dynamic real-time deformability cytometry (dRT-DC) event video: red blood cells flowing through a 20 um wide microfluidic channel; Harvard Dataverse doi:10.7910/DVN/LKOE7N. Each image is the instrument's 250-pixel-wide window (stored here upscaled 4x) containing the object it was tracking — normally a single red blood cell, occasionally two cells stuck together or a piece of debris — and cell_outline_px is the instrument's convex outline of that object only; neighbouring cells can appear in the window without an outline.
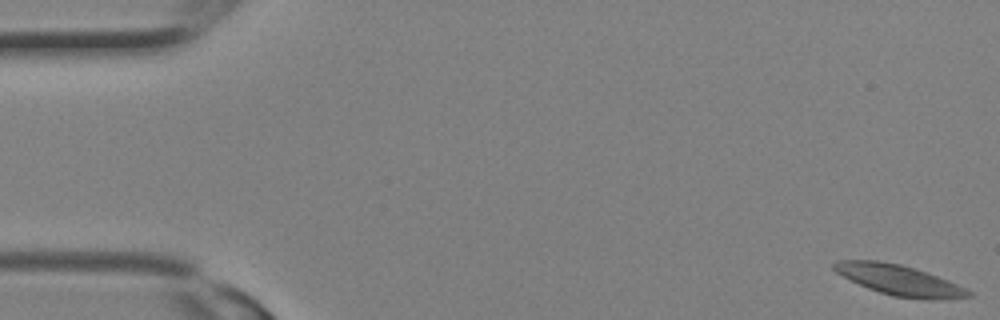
{"species": "Egyptian fruit bat (a non-hibernating species)", "species_latin": "Rousettus aegyptiacus", "temperature_condition": "room temperature", "stored_images_in_passage": 11, "camera_frame_rate_fps": 3000, "um_per_image_px": 0.085, "animal": {"sex": "female"}, "frame": {"image": 1, "passage_image": 1, "time_ms": 0.0, "image_size_px": [1000, 320], "cell_outline_px": [[972, 296], [932, 300], [924, 300], [892, 296], [868, 288], [836, 272], [832, 268], [832, 264], [836, 260], [876, 260], [900, 264], [948, 280], [972, 292]], "centroid_in_image_um": [76.41, 23.81], "position_along_channel_um": 8.6, "area_um2": 23.47}}
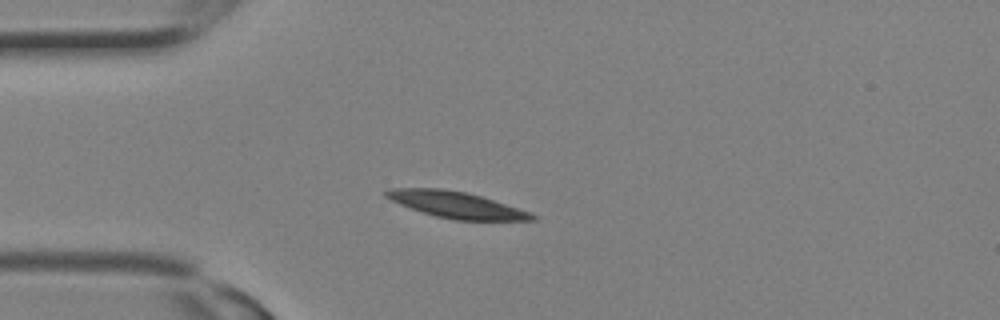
{"frame": {"image": 2, "passage_image": 8, "time_ms": 2.333, "image_size_px": [1000, 320], "cell_outline_px": [[536, 220], [452, 220], [436, 216], [400, 204], [384, 196], [384, 192], [388, 188], [440, 188], [464, 192], [480, 196], [532, 212], [536, 216]], "centroid_in_image_um": [38.79, 17.41], "position_along_channel_um": 46.2, "area_um2": 22.14}}
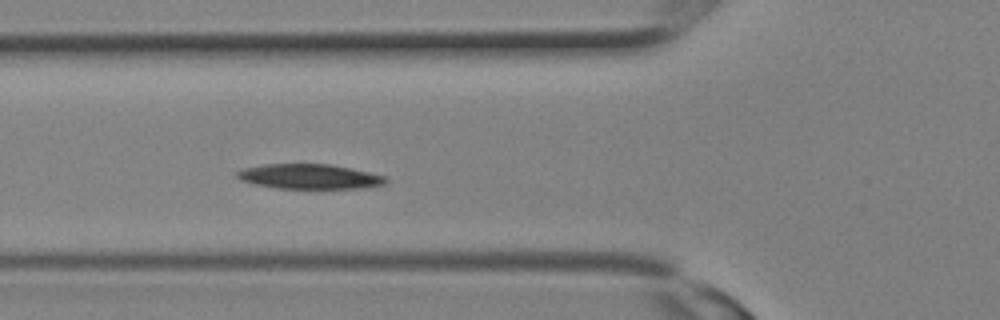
{"frame": {"image": 3, "passage_image": 11, "time_ms": 3.333, "image_size_px": [1000, 320], "cell_outline_px": [[388, 180], [384, 184], [368, 188], [276, 188], [252, 184], [240, 180], [236, 176], [236, 172], [244, 168], [264, 164], [328, 164], [388, 176]], "centroid_in_image_um": [26.3, 15.01], "position_along_channel_um": 99.5, "area_um2": 21.56}}